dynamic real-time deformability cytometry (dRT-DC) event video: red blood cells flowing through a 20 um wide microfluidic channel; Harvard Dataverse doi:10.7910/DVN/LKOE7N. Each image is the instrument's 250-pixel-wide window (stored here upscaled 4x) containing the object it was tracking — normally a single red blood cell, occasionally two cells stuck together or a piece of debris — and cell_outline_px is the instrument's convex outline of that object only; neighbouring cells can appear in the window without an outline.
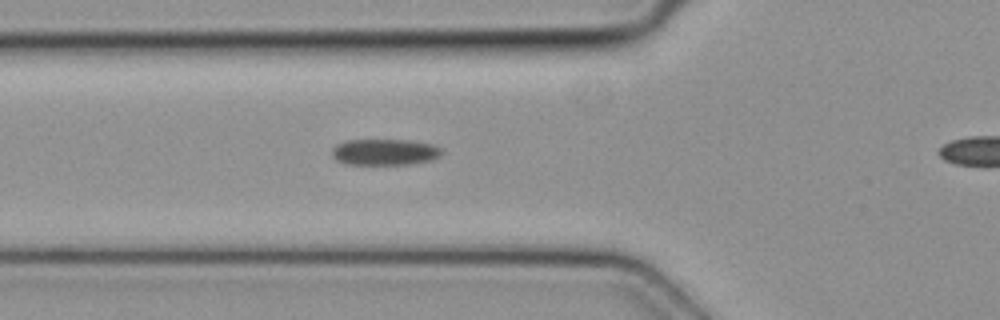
{"species": "common noctule bat (a hibernating species)", "species_latin": "Nyctalus noctula", "temperature_condition": "cold", "stored_images_in_passage": 27, "camera_frame_rate_fps": 3000, "um_per_image_px": 0.085, "animal": {"sex": "female", "body_mass_g": 19.3, "forearm_length_mm": 54.1}, "frame": {"image": 1, "passage_image": 2, "time_ms": 0.333, "image_size_px": [1000, 320], "cell_outline_px": [[444, 152], [440, 156], [432, 160], [408, 164], [344, 164], [336, 160], [332, 156], [332, 148], [336, 144], [344, 140], [408, 140], [432, 144], [440, 148]], "centroid_in_image_um": [32.68, 12.92], "position_along_channel_um": 93.1, "area_um2": 16.88}}
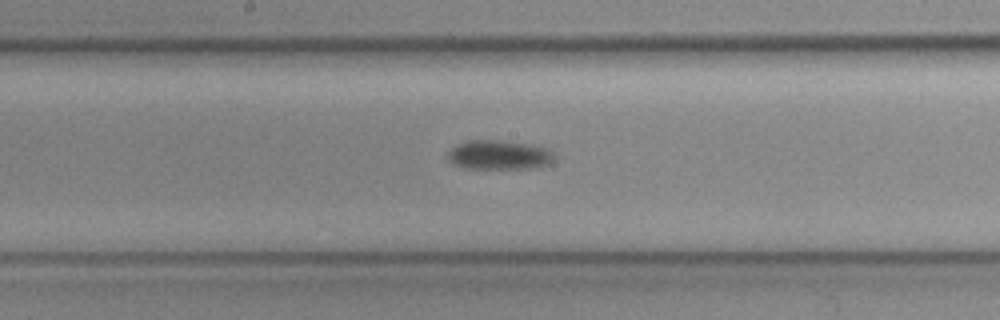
{"frame": {"image": 2, "passage_image": 10, "time_ms": 3.0, "image_size_px": [1000, 320], "cell_outline_px": [[552, 160], [548, 164], [528, 168], [464, 168], [448, 160], [448, 152], [456, 144], [464, 140], [500, 140], [528, 144], [544, 148], [552, 152]], "centroid_in_image_um": [42.34, 13.15], "position_along_channel_um": 205.9, "area_um2": 17.86}}
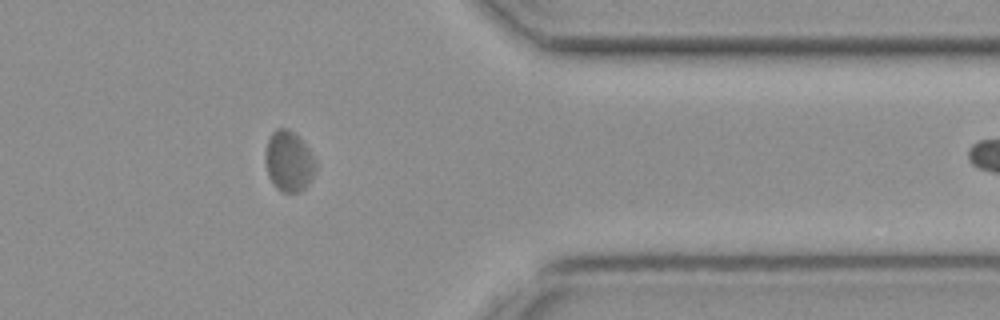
{"frame": {"image": 3, "passage_image": 24, "time_ms": 7.667, "image_size_px": [1000, 320], "cell_outline_px": [[316, 168], [308, 184], [300, 192], [280, 192], [276, 188], [268, 176], [264, 160], [264, 152], [268, 140], [272, 132], [276, 128], [288, 128], [312, 152], [316, 160]], "centroid_in_image_um": [24.52, 13.72], "position_along_channel_um": 386.9, "area_um2": 17.86}}